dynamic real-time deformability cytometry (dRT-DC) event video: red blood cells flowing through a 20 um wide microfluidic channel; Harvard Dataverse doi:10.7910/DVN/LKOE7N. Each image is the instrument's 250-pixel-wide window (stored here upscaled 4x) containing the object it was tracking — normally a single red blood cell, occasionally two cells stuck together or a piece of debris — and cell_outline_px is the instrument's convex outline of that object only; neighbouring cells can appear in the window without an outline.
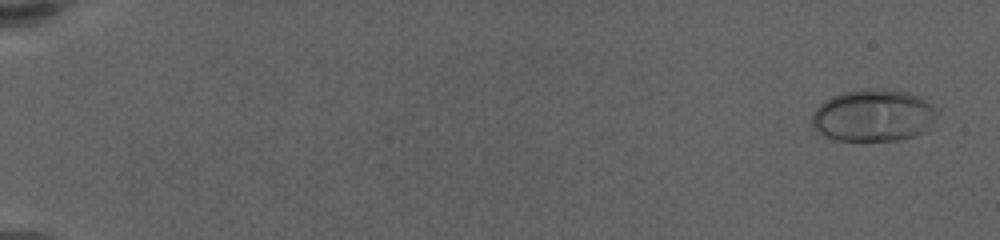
{"species": "human", "species_latin": "Homo sapiens", "temperature_condition": "warm", "stored_images_in_passage": 63, "camera_frame_rate_fps": 3000, "um_per_image_px": 0.085, "donor": {"sex": "female"}, "frame": {"image": 1, "passage_image": 3, "time_ms": 0.667, "image_size_px": [1000, 240], "cell_outline_px": [[936, 112], [932, 120], [924, 132], [912, 136], [896, 140], [836, 140], [820, 132], [812, 124], [812, 116], [816, 108], [824, 100], [832, 96], [844, 92], [864, 88], [884, 88], [908, 92], [920, 96], [932, 104], [936, 108]], "centroid_in_image_um": [74.23, 9.78], "position_along_channel_um": 10.8, "area_um2": 37.74}}
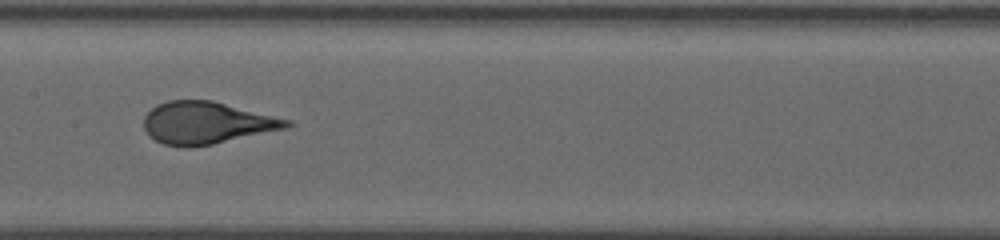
{"frame": {"image": 2, "passage_image": 35, "time_ms": 11.333, "image_size_px": [1000, 240], "cell_outline_px": [[296, 124], [288, 128], [212, 144], [188, 148], [164, 144], [156, 140], [144, 128], [144, 116], [156, 104], [168, 100], [212, 100], [292, 120]], "centroid_in_image_um": [17.6, 10.43], "position_along_channel_um": 189.8, "area_um2": 35.14}}
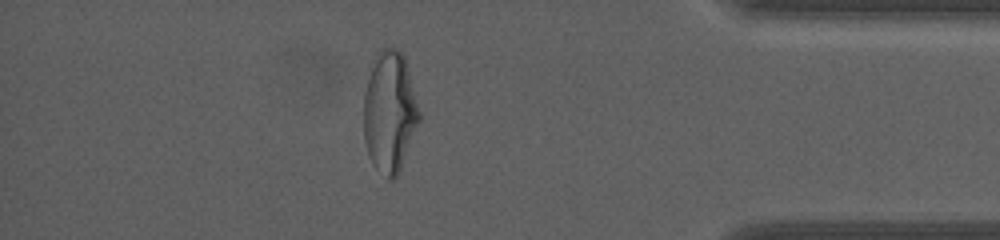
{"frame": {"image": 3, "passage_image": 56, "time_ms": 18.333, "image_size_px": [1000, 240], "cell_outline_px": [[420, 120], [400, 172], [392, 180], [388, 180], [372, 164], [368, 156], [364, 140], [364, 92], [372, 60], [384, 48], [396, 48], [404, 56], [420, 112]], "centroid_in_image_um": [33.11, 9.56], "position_along_channel_um": 402.1, "area_um2": 39.3}, "authors_computed_cell_mechanics": {"area_um2": 35.3736, "velocity_mm_per_s": 3.4184, "shape_relaxation_time_tau1_ms": 6.6197, "shape_relaxation_time_tau2_ms": null, "deformation_change_tau1": 0.2741, "deformation_change_tau2": null}}